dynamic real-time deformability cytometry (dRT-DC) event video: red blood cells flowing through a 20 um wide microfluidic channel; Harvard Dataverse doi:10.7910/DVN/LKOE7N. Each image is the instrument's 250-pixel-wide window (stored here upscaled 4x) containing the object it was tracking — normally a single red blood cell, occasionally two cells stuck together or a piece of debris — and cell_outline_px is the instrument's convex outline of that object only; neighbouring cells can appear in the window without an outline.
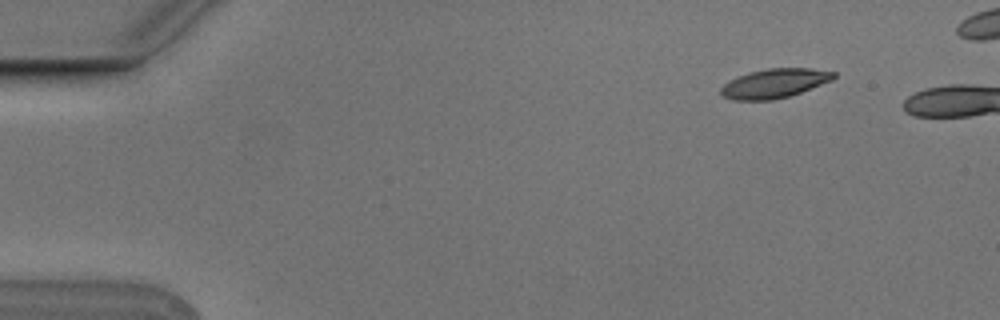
{"species": "Egyptian fruit bat (a non-hibernating species)", "species_latin": "Rousettus aegyptiacus", "temperature_condition": "cold", "stored_images_in_passage": 6, "camera_frame_rate_fps": 3000, "um_per_image_px": 0.085, "animal": {"sex": "male"}, "frame": {"image": 1, "passage_image": 1, "time_ms": 0.0, "image_size_px": [1000, 320], "cell_outline_px": [[836, 76], [832, 80], [800, 92], [788, 96], [772, 100], [732, 100], [720, 96], [720, 88], [728, 80], [736, 76], [748, 72], [768, 68], [812, 68], [836, 72]], "centroid_in_image_um": [65.77, 7.08], "position_along_channel_um": 19.2, "area_um2": 19.36}}